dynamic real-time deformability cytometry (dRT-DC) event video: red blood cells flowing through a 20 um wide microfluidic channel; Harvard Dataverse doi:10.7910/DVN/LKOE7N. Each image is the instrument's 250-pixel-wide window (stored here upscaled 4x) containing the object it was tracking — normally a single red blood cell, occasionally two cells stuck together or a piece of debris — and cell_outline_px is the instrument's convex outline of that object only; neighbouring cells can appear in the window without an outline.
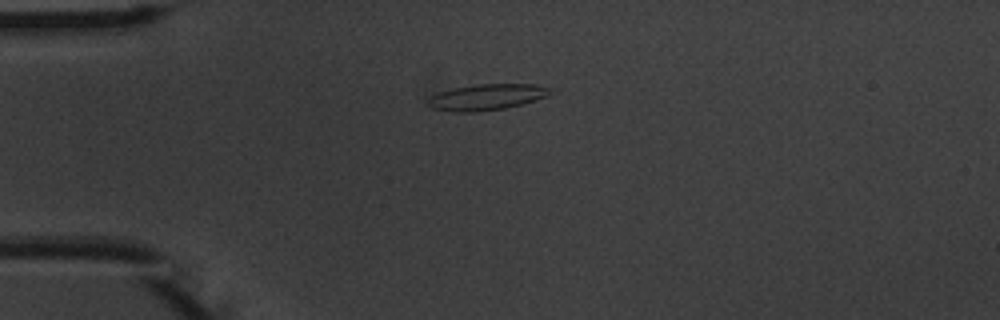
{"species": "common noctule bat (a hibernating species)", "species_latin": "Nyctalus noctula", "temperature_condition": "warm", "stored_images_in_passage": 3, "camera_frame_rate_fps": 3000, "um_per_image_px": 0.085, "animal": {"sex": "male", "body_mass_g": 20.1, "forearm_length_mm": 53.5}, "frame": {"image": 1, "passage_image": 1, "time_ms": 0.0, "image_size_px": [1000, 320], "cell_outline_px": [[552, 92], [548, 96], [520, 104], [504, 108], [476, 112], [452, 112], [432, 108], [424, 104], [436, 92], [452, 88], [476, 84], [532, 84], [548, 88]], "centroid_in_image_um": [41.28, 8.25], "position_along_channel_um": 43.7, "area_um2": 18.55}}